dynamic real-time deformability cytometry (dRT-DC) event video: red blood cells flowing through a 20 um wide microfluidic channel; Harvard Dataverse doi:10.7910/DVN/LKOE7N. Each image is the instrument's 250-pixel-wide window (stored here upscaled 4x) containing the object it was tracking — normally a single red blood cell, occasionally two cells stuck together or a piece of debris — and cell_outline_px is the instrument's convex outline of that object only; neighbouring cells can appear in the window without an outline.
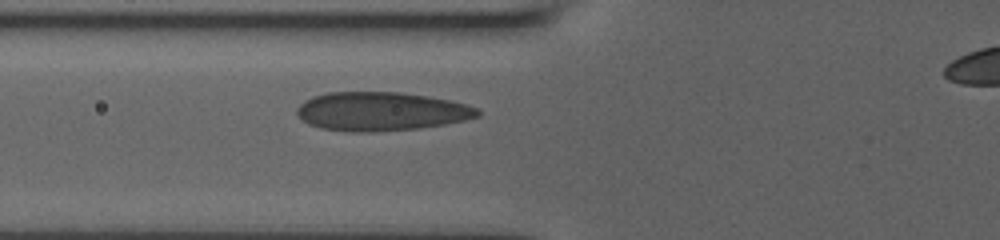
{"species": "human", "species_latin": "Homo sapiens", "temperature_condition": "room temperature", "stored_images_in_passage": 2, "camera_frame_rate_fps": 3000, "um_per_image_px": 0.085, "donor": {"sex": "male"}, "frame": {"image": 1, "passage_image": 2, "time_ms": 0.667, "image_size_px": [1000, 240], "cell_outline_px": [[480, 116], [464, 120], [444, 124], [420, 128], [372, 132], [352, 132], [320, 128], [308, 124], [296, 112], [296, 108], [304, 100], [312, 96], [328, 92], [400, 92], [428, 96], [468, 104], [476, 108], [480, 112]], "centroid_in_image_um": [32.38, 9.47], "position_along_channel_um": 93.4, "area_um2": 40.86}}